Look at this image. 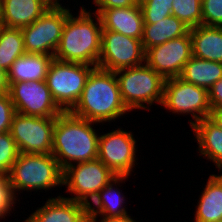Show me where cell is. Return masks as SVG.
I'll return each mask as SVG.
<instances>
[{
	"mask_svg": "<svg viewBox=\"0 0 222 222\" xmlns=\"http://www.w3.org/2000/svg\"><path fill=\"white\" fill-rule=\"evenodd\" d=\"M130 111L124 104L115 72L95 67L87 78L82 95L70 111L92 122L112 121Z\"/></svg>",
	"mask_w": 222,
	"mask_h": 222,
	"instance_id": "1",
	"label": "cell"
},
{
	"mask_svg": "<svg viewBox=\"0 0 222 222\" xmlns=\"http://www.w3.org/2000/svg\"><path fill=\"white\" fill-rule=\"evenodd\" d=\"M96 122L62 112L56 117L52 155L62 171L72 165V161L82 163L97 159L99 136L92 128Z\"/></svg>",
	"mask_w": 222,
	"mask_h": 222,
	"instance_id": "2",
	"label": "cell"
},
{
	"mask_svg": "<svg viewBox=\"0 0 222 222\" xmlns=\"http://www.w3.org/2000/svg\"><path fill=\"white\" fill-rule=\"evenodd\" d=\"M79 14L78 17L71 13L67 16L54 59L97 67L103 30L101 19L95 13L98 23H94L91 14L83 7Z\"/></svg>",
	"mask_w": 222,
	"mask_h": 222,
	"instance_id": "3",
	"label": "cell"
},
{
	"mask_svg": "<svg viewBox=\"0 0 222 222\" xmlns=\"http://www.w3.org/2000/svg\"><path fill=\"white\" fill-rule=\"evenodd\" d=\"M62 177L63 171L52 154L19 153L7 174L14 197L18 190H48L61 186Z\"/></svg>",
	"mask_w": 222,
	"mask_h": 222,
	"instance_id": "4",
	"label": "cell"
},
{
	"mask_svg": "<svg viewBox=\"0 0 222 222\" xmlns=\"http://www.w3.org/2000/svg\"><path fill=\"white\" fill-rule=\"evenodd\" d=\"M122 100L129 110L146 109L143 103H162L165 78L146 63L115 72Z\"/></svg>",
	"mask_w": 222,
	"mask_h": 222,
	"instance_id": "5",
	"label": "cell"
},
{
	"mask_svg": "<svg viewBox=\"0 0 222 222\" xmlns=\"http://www.w3.org/2000/svg\"><path fill=\"white\" fill-rule=\"evenodd\" d=\"M91 66L56 59L51 62L45 82L52 98L62 111H71L79 101L87 78L95 68H90Z\"/></svg>",
	"mask_w": 222,
	"mask_h": 222,
	"instance_id": "6",
	"label": "cell"
},
{
	"mask_svg": "<svg viewBox=\"0 0 222 222\" xmlns=\"http://www.w3.org/2000/svg\"><path fill=\"white\" fill-rule=\"evenodd\" d=\"M69 13L70 10L61 5L50 6V8L32 24L22 28L26 53L54 56Z\"/></svg>",
	"mask_w": 222,
	"mask_h": 222,
	"instance_id": "7",
	"label": "cell"
},
{
	"mask_svg": "<svg viewBox=\"0 0 222 222\" xmlns=\"http://www.w3.org/2000/svg\"><path fill=\"white\" fill-rule=\"evenodd\" d=\"M117 175L113 173L98 158L77 165H71L63 170L62 184L67 185V191L76 196L67 198L88 205L90 201Z\"/></svg>",
	"mask_w": 222,
	"mask_h": 222,
	"instance_id": "8",
	"label": "cell"
},
{
	"mask_svg": "<svg viewBox=\"0 0 222 222\" xmlns=\"http://www.w3.org/2000/svg\"><path fill=\"white\" fill-rule=\"evenodd\" d=\"M56 117H36L15 113L10 133L20 153L52 154Z\"/></svg>",
	"mask_w": 222,
	"mask_h": 222,
	"instance_id": "9",
	"label": "cell"
},
{
	"mask_svg": "<svg viewBox=\"0 0 222 222\" xmlns=\"http://www.w3.org/2000/svg\"><path fill=\"white\" fill-rule=\"evenodd\" d=\"M161 105L173 113H191L195 119V122H190L191 126L201 119L209 117L212 111L208 99V90L186 82L180 77L165 80Z\"/></svg>",
	"mask_w": 222,
	"mask_h": 222,
	"instance_id": "10",
	"label": "cell"
},
{
	"mask_svg": "<svg viewBox=\"0 0 222 222\" xmlns=\"http://www.w3.org/2000/svg\"><path fill=\"white\" fill-rule=\"evenodd\" d=\"M143 61H145V51L140 39L102 30L101 53L97 67L116 72L142 65Z\"/></svg>",
	"mask_w": 222,
	"mask_h": 222,
	"instance_id": "11",
	"label": "cell"
},
{
	"mask_svg": "<svg viewBox=\"0 0 222 222\" xmlns=\"http://www.w3.org/2000/svg\"><path fill=\"white\" fill-rule=\"evenodd\" d=\"M8 93L17 113L36 117H57L63 111L44 81L8 83Z\"/></svg>",
	"mask_w": 222,
	"mask_h": 222,
	"instance_id": "12",
	"label": "cell"
},
{
	"mask_svg": "<svg viewBox=\"0 0 222 222\" xmlns=\"http://www.w3.org/2000/svg\"><path fill=\"white\" fill-rule=\"evenodd\" d=\"M136 141L132 133L118 129L99 136L98 159L117 176H129L135 164Z\"/></svg>",
	"mask_w": 222,
	"mask_h": 222,
	"instance_id": "13",
	"label": "cell"
},
{
	"mask_svg": "<svg viewBox=\"0 0 222 222\" xmlns=\"http://www.w3.org/2000/svg\"><path fill=\"white\" fill-rule=\"evenodd\" d=\"M192 57L190 33L153 46L145 51V61L165 79L179 77L184 65Z\"/></svg>",
	"mask_w": 222,
	"mask_h": 222,
	"instance_id": "14",
	"label": "cell"
},
{
	"mask_svg": "<svg viewBox=\"0 0 222 222\" xmlns=\"http://www.w3.org/2000/svg\"><path fill=\"white\" fill-rule=\"evenodd\" d=\"M103 30H110L135 39L143 36V13L140 4L125 8L97 9Z\"/></svg>",
	"mask_w": 222,
	"mask_h": 222,
	"instance_id": "15",
	"label": "cell"
},
{
	"mask_svg": "<svg viewBox=\"0 0 222 222\" xmlns=\"http://www.w3.org/2000/svg\"><path fill=\"white\" fill-rule=\"evenodd\" d=\"M25 222H88L87 205L58 196L50 198Z\"/></svg>",
	"mask_w": 222,
	"mask_h": 222,
	"instance_id": "16",
	"label": "cell"
},
{
	"mask_svg": "<svg viewBox=\"0 0 222 222\" xmlns=\"http://www.w3.org/2000/svg\"><path fill=\"white\" fill-rule=\"evenodd\" d=\"M50 5L44 0H1V25L18 29L37 20Z\"/></svg>",
	"mask_w": 222,
	"mask_h": 222,
	"instance_id": "17",
	"label": "cell"
},
{
	"mask_svg": "<svg viewBox=\"0 0 222 222\" xmlns=\"http://www.w3.org/2000/svg\"><path fill=\"white\" fill-rule=\"evenodd\" d=\"M53 59L52 55L24 53L7 71L8 83L44 81Z\"/></svg>",
	"mask_w": 222,
	"mask_h": 222,
	"instance_id": "18",
	"label": "cell"
},
{
	"mask_svg": "<svg viewBox=\"0 0 222 222\" xmlns=\"http://www.w3.org/2000/svg\"><path fill=\"white\" fill-rule=\"evenodd\" d=\"M189 33L192 56L222 63V27L199 25Z\"/></svg>",
	"mask_w": 222,
	"mask_h": 222,
	"instance_id": "19",
	"label": "cell"
},
{
	"mask_svg": "<svg viewBox=\"0 0 222 222\" xmlns=\"http://www.w3.org/2000/svg\"><path fill=\"white\" fill-rule=\"evenodd\" d=\"M126 177L128 178V176H116L97 193L92 200L97 210L90 203L87 205L88 222H96L98 214L103 217H123L128 215L126 209L122 207L124 196H121L120 191L113 189V184L126 179Z\"/></svg>",
	"mask_w": 222,
	"mask_h": 222,
	"instance_id": "20",
	"label": "cell"
},
{
	"mask_svg": "<svg viewBox=\"0 0 222 222\" xmlns=\"http://www.w3.org/2000/svg\"><path fill=\"white\" fill-rule=\"evenodd\" d=\"M191 128L195 132L199 151L211 159L218 169L222 167V130L210 118H203Z\"/></svg>",
	"mask_w": 222,
	"mask_h": 222,
	"instance_id": "21",
	"label": "cell"
},
{
	"mask_svg": "<svg viewBox=\"0 0 222 222\" xmlns=\"http://www.w3.org/2000/svg\"><path fill=\"white\" fill-rule=\"evenodd\" d=\"M190 28L176 16L170 15L154 24H143L141 39L144 51L187 34Z\"/></svg>",
	"mask_w": 222,
	"mask_h": 222,
	"instance_id": "22",
	"label": "cell"
},
{
	"mask_svg": "<svg viewBox=\"0 0 222 222\" xmlns=\"http://www.w3.org/2000/svg\"><path fill=\"white\" fill-rule=\"evenodd\" d=\"M202 192L195 222H222V178L211 175Z\"/></svg>",
	"mask_w": 222,
	"mask_h": 222,
	"instance_id": "23",
	"label": "cell"
},
{
	"mask_svg": "<svg viewBox=\"0 0 222 222\" xmlns=\"http://www.w3.org/2000/svg\"><path fill=\"white\" fill-rule=\"evenodd\" d=\"M179 77L208 90L222 78V63L192 56Z\"/></svg>",
	"mask_w": 222,
	"mask_h": 222,
	"instance_id": "24",
	"label": "cell"
},
{
	"mask_svg": "<svg viewBox=\"0 0 222 222\" xmlns=\"http://www.w3.org/2000/svg\"><path fill=\"white\" fill-rule=\"evenodd\" d=\"M26 53L22 30L1 25L0 27V68L6 72L12 63Z\"/></svg>",
	"mask_w": 222,
	"mask_h": 222,
	"instance_id": "25",
	"label": "cell"
},
{
	"mask_svg": "<svg viewBox=\"0 0 222 222\" xmlns=\"http://www.w3.org/2000/svg\"><path fill=\"white\" fill-rule=\"evenodd\" d=\"M172 15L190 29L202 25V0H173Z\"/></svg>",
	"mask_w": 222,
	"mask_h": 222,
	"instance_id": "26",
	"label": "cell"
},
{
	"mask_svg": "<svg viewBox=\"0 0 222 222\" xmlns=\"http://www.w3.org/2000/svg\"><path fill=\"white\" fill-rule=\"evenodd\" d=\"M173 0H140L144 24H154L172 15Z\"/></svg>",
	"mask_w": 222,
	"mask_h": 222,
	"instance_id": "27",
	"label": "cell"
},
{
	"mask_svg": "<svg viewBox=\"0 0 222 222\" xmlns=\"http://www.w3.org/2000/svg\"><path fill=\"white\" fill-rule=\"evenodd\" d=\"M10 131L0 134V175L7 176L19 155Z\"/></svg>",
	"mask_w": 222,
	"mask_h": 222,
	"instance_id": "28",
	"label": "cell"
},
{
	"mask_svg": "<svg viewBox=\"0 0 222 222\" xmlns=\"http://www.w3.org/2000/svg\"><path fill=\"white\" fill-rule=\"evenodd\" d=\"M202 25L222 27V0H202Z\"/></svg>",
	"mask_w": 222,
	"mask_h": 222,
	"instance_id": "29",
	"label": "cell"
},
{
	"mask_svg": "<svg viewBox=\"0 0 222 222\" xmlns=\"http://www.w3.org/2000/svg\"><path fill=\"white\" fill-rule=\"evenodd\" d=\"M15 113L9 93L0 94V134L10 131Z\"/></svg>",
	"mask_w": 222,
	"mask_h": 222,
	"instance_id": "30",
	"label": "cell"
},
{
	"mask_svg": "<svg viewBox=\"0 0 222 222\" xmlns=\"http://www.w3.org/2000/svg\"><path fill=\"white\" fill-rule=\"evenodd\" d=\"M15 199L7 176L0 175V218L9 213Z\"/></svg>",
	"mask_w": 222,
	"mask_h": 222,
	"instance_id": "31",
	"label": "cell"
},
{
	"mask_svg": "<svg viewBox=\"0 0 222 222\" xmlns=\"http://www.w3.org/2000/svg\"><path fill=\"white\" fill-rule=\"evenodd\" d=\"M208 99L212 110H222V78L208 89Z\"/></svg>",
	"mask_w": 222,
	"mask_h": 222,
	"instance_id": "32",
	"label": "cell"
},
{
	"mask_svg": "<svg viewBox=\"0 0 222 222\" xmlns=\"http://www.w3.org/2000/svg\"><path fill=\"white\" fill-rule=\"evenodd\" d=\"M140 0H94L98 9L125 8L138 5Z\"/></svg>",
	"mask_w": 222,
	"mask_h": 222,
	"instance_id": "33",
	"label": "cell"
},
{
	"mask_svg": "<svg viewBox=\"0 0 222 222\" xmlns=\"http://www.w3.org/2000/svg\"><path fill=\"white\" fill-rule=\"evenodd\" d=\"M8 87L7 72L0 68V94L7 93Z\"/></svg>",
	"mask_w": 222,
	"mask_h": 222,
	"instance_id": "34",
	"label": "cell"
},
{
	"mask_svg": "<svg viewBox=\"0 0 222 222\" xmlns=\"http://www.w3.org/2000/svg\"><path fill=\"white\" fill-rule=\"evenodd\" d=\"M101 222H135L129 215L123 217H103Z\"/></svg>",
	"mask_w": 222,
	"mask_h": 222,
	"instance_id": "35",
	"label": "cell"
},
{
	"mask_svg": "<svg viewBox=\"0 0 222 222\" xmlns=\"http://www.w3.org/2000/svg\"><path fill=\"white\" fill-rule=\"evenodd\" d=\"M209 117L220 127L222 130V110H212Z\"/></svg>",
	"mask_w": 222,
	"mask_h": 222,
	"instance_id": "36",
	"label": "cell"
},
{
	"mask_svg": "<svg viewBox=\"0 0 222 222\" xmlns=\"http://www.w3.org/2000/svg\"><path fill=\"white\" fill-rule=\"evenodd\" d=\"M46 1L50 6H59V2L57 0H44Z\"/></svg>",
	"mask_w": 222,
	"mask_h": 222,
	"instance_id": "37",
	"label": "cell"
}]
</instances>
